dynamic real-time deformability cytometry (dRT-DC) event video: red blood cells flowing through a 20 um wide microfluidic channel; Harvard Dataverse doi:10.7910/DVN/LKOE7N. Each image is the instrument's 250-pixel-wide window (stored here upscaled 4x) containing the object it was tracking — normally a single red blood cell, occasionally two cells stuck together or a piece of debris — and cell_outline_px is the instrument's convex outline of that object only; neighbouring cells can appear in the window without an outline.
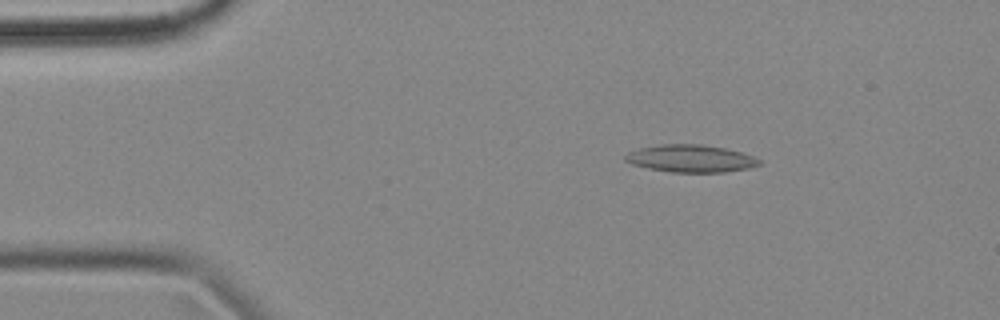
{"species": "common noctule bat (a hibernating species)", "species_latin": "Nyctalus noctula", "temperature_condition": "cold", "stored_images_in_passage": 5, "camera_frame_rate_fps": 3000, "um_per_image_px": 0.085, "animal": {"sex": "female", "body_mass_g": 18.4}, "frame": {"image": 1, "passage_image": 3, "time_ms": 0.667, "image_size_px": [1000, 320], "cell_outline_px": [[760, 164], [748, 168], [724, 172], [672, 172], [648, 168], [632, 164], [624, 160], [624, 156], [628, 152], [640, 148], [660, 144], [700, 144], [724, 148], [744, 152], [760, 160]], "centroid_in_image_um": [58.7, 13.47], "position_along_channel_um": 26.3, "area_um2": 21.33}}